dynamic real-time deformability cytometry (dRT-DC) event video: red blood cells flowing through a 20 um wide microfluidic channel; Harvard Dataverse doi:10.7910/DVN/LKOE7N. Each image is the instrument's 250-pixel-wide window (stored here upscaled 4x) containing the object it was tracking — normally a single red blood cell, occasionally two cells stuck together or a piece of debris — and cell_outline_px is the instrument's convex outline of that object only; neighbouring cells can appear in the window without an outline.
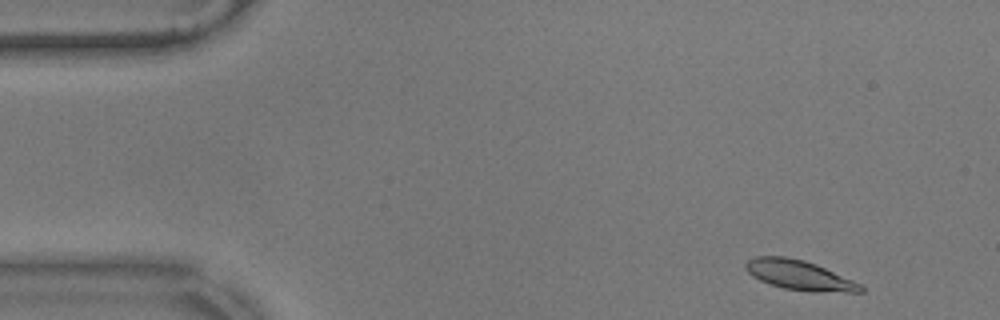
{"species": "common noctule bat (a hibernating species)", "species_latin": "Nyctalus noctula", "temperature_condition": "warm", "stored_images_in_passage": 53, "camera_frame_rate_fps": 3000, "um_per_image_px": 0.085, "animal": {"sex": "male", "body_mass_g": 17.9}, "frame": {"image": 1, "passage_image": 2, "time_ms": 0.333, "image_size_px": [1000, 320], "cell_outline_px": [[864, 292], [808, 292], [784, 288], [760, 280], [752, 276], [744, 268], [744, 264], [748, 260], [756, 256], [784, 256], [804, 260], [816, 264], [852, 280], [860, 284], [864, 288]], "centroid_in_image_um": [67.93, 23.39], "position_along_channel_um": 17.1, "area_um2": 19.88}}
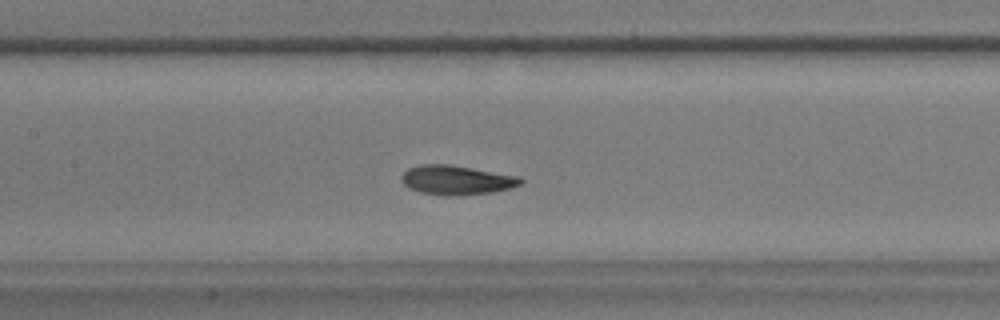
{"frame": {"image": 2, "passage_image": 23, "time_ms": 7.333, "image_size_px": [1000, 320], "cell_outline_px": [[524, 180], [520, 184], [512, 188], [492, 192], [452, 196], [444, 196], [420, 192], [408, 188], [400, 180], [400, 176], [408, 168], [420, 164], [448, 164], [520, 176]], "centroid_in_image_um": [38.78, 15.3], "position_along_channel_um": 168.6, "area_um2": 20.52}}
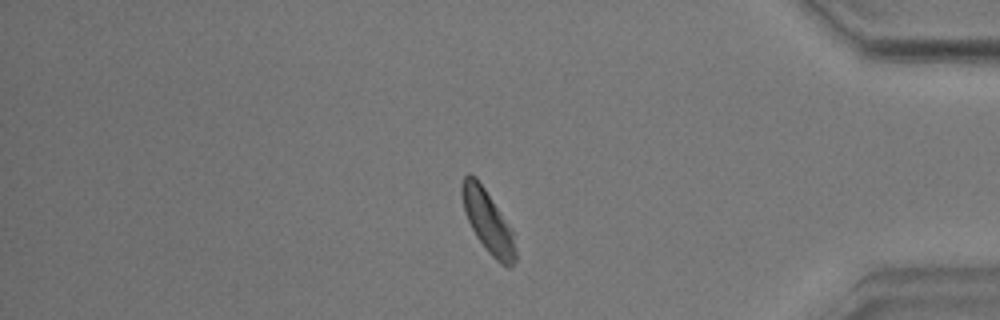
{"frame": {"image": 3, "passage_image": 45, "time_ms": 14.667, "image_size_px": [1000, 320], "cell_outline_px": [[516, 260], [512, 268], [508, 268], [500, 264], [488, 252], [476, 236], [464, 212], [460, 192], [460, 184], [464, 176], [468, 172], [476, 176], [512, 228], [516, 252]], "centroid_in_image_um": [41.46, 18.81], "position_along_channel_um": 393.7, "area_um2": 19.77}, "authors_computed_cell_mechanics": {"area_um2": 19.8832, "velocity_mm_per_s": 3.4906, "shape_relaxation_time_tau1_ms": 2.9257, "shape_relaxation_time_tau2_ms": 1.569, "deformation_change_tau1": 0.1124, "deformation_change_tau2": 0.0729}}